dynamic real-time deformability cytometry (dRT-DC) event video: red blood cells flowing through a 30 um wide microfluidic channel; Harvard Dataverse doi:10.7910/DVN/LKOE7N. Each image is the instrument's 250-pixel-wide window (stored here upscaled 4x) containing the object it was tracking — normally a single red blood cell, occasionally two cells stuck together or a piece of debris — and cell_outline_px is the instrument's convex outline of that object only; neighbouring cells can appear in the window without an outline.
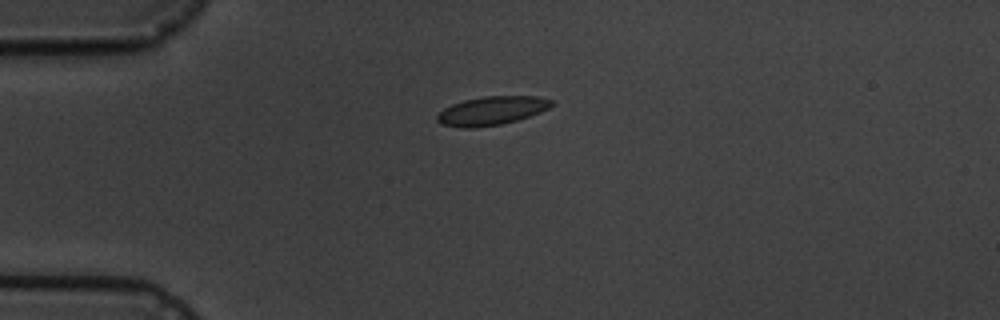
{"species": "common noctule bat (a hibernating species)", "species_latin": "Nyctalus noctula", "temperature_condition": "cold", "stored_images_in_passage": 2, "camera_frame_rate_fps": 3000, "um_per_image_px": 0.085, "animal": {"sex": "male", "body_mass_g": 19.5, "forearm_length_mm": 54.6}, "frame": {"image": 1, "passage_image": 1, "time_ms": 0.0, "image_size_px": [1000, 320], "cell_outline_px": [[556, 104], [540, 112], [516, 120], [500, 124], [472, 128], [464, 128], [440, 124], [436, 120], [436, 116], [444, 108], [452, 104], [464, 100], [484, 96], [536, 96], [556, 100]], "centroid_in_image_um": [41.81, 9.4], "position_along_channel_um": 43.2, "area_um2": 19.13}}